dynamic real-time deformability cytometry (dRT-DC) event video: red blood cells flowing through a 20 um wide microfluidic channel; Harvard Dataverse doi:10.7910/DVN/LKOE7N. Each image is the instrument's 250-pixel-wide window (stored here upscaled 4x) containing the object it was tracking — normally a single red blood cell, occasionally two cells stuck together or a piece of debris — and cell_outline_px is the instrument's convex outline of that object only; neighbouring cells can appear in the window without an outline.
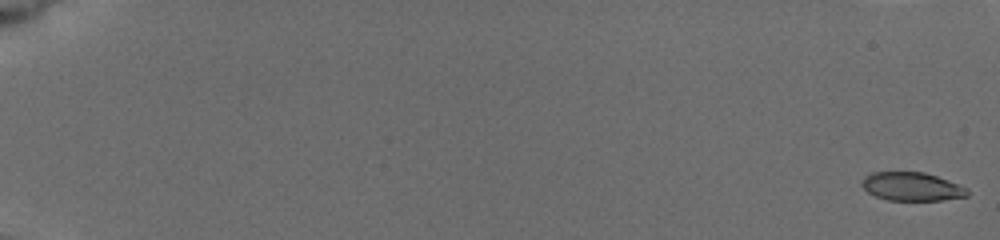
{"species": "common noctule bat (a hibernating species)", "species_latin": "Nyctalus noctula", "temperature_condition": "cold", "stored_images_in_passage": 20, "camera_frame_rate_fps": 3000, "um_per_image_px": 0.085, "animal": {"sex": "female", "body_mass_g": 19.5, "forearm_length_mm": 54.1}, "frame": {"image": 1, "passage_image": 1, "time_ms": 0.0, "image_size_px": [1000, 240], "cell_outline_px": [[968, 196], [940, 200], [888, 200], [876, 196], [868, 192], [860, 184], [864, 176], [872, 172], [924, 172], [936, 176], [968, 188]], "centroid_in_image_um": [77.48, 15.85], "position_along_channel_um": 7.5, "area_um2": 17.4}}
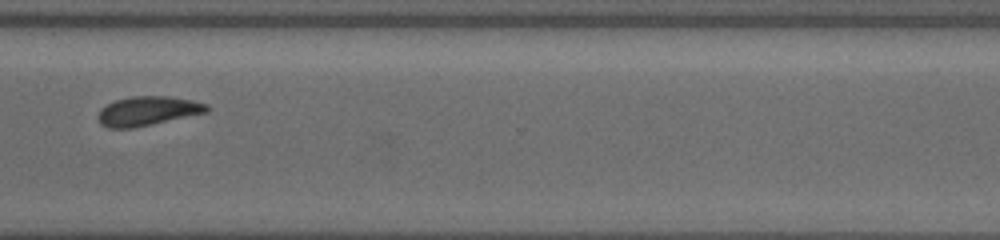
{"frame": {"image": 2, "passage_image": 17, "time_ms": 15.0, "image_size_px": [1000, 240], "cell_outline_px": [[208, 112], [132, 128], [108, 128], [100, 124], [100, 108], [116, 100], [132, 96], [168, 96], [192, 100], [208, 104]], "centroid_in_image_um": [12.57, 9.43], "position_along_channel_um": 358.0, "area_um2": 18.26}, "authors_computed_cell_mechanics": {"area_um2": 19.4208, "velocity_mm_per_s": 3.8445, "shape_relaxation_time_tau1_ms": 0.8194, "shape_relaxation_time_tau2_ms": 3.3562, "deformation_change_tau1": 0.0987, "deformation_change_tau2": 0.09}}